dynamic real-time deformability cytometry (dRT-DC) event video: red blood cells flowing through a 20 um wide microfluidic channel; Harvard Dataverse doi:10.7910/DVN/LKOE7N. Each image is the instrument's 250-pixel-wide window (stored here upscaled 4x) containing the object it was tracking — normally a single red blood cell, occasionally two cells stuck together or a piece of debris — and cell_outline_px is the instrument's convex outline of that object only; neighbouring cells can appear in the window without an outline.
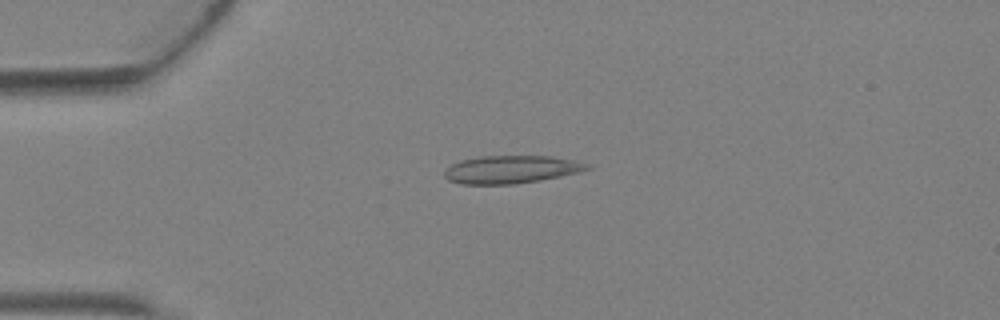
{"species": "Egyptian fruit bat (a non-hibernating species)", "species_latin": "Rousettus aegyptiacus", "temperature_condition": "warm", "stored_images_in_passage": 4, "camera_frame_rate_fps": 3000, "um_per_image_px": 0.085, "animal": {"sex": "female"}, "frame": {"image": 1, "passage_image": 3, "time_ms": 0.667, "image_size_px": [1000, 320], "cell_outline_px": [[592, 168], [580, 172], [540, 180], [512, 184], [460, 184], [448, 180], [444, 176], [444, 172], [452, 164], [460, 160], [480, 156], [552, 156], [572, 160], [588, 164]], "centroid_in_image_um": [43.43, 14.4], "position_along_channel_um": 41.6, "area_um2": 23.06}}